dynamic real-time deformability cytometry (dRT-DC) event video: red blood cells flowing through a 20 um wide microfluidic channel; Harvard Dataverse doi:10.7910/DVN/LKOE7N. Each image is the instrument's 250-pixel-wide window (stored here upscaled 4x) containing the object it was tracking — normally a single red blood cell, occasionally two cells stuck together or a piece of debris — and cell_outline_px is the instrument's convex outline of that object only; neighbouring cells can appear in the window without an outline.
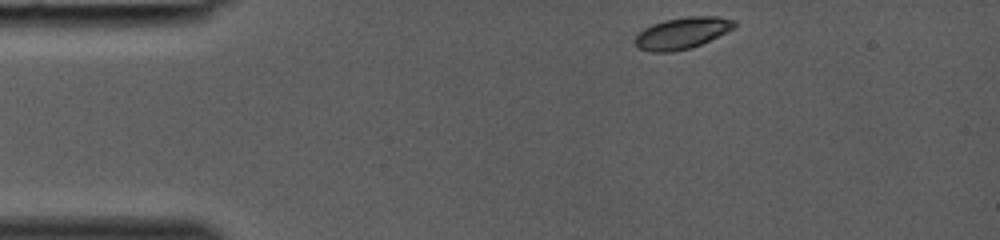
{"species": "common noctule bat (a hibernating species)", "species_latin": "Nyctalus noctula", "temperature_condition": "room temperature", "stored_images_in_passage": 32, "camera_frame_rate_fps": 3000, "um_per_image_px": 0.085, "animal": {"sex": "female", "body_mass_g": 19.0, "forearm_length_mm": 53.3}, "frame": {"image": 1, "passage_image": 1, "time_ms": 0.0, "image_size_px": [1000, 240], "cell_outline_px": [[736, 28], [700, 44], [688, 48], [672, 52], [652, 52], [636, 48], [636, 36], [644, 28], [652, 24], [664, 20], [688, 16], [720, 16], [736, 20]], "centroid_in_image_um": [58.01, 2.8], "position_along_channel_um": 27.0, "area_um2": 18.26}}
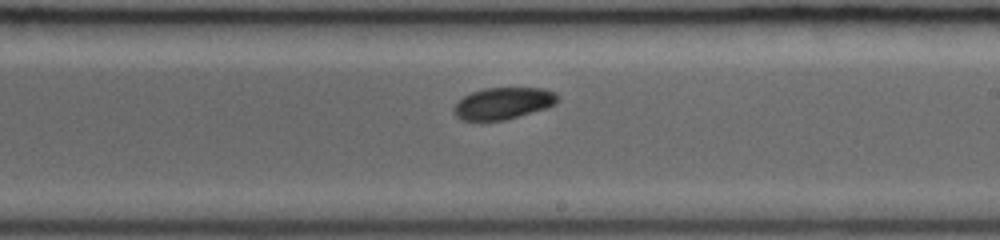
{"frame": {"image": 2, "passage_image": 18, "time_ms": 5.667, "image_size_px": [1000, 240], "cell_outline_px": [[556, 100], [552, 104], [544, 108], [504, 120], [460, 120], [456, 116], [452, 108], [464, 96], [472, 92], [484, 88], [544, 88], [556, 92]], "centroid_in_image_um": [42.71, 8.77], "position_along_channel_um": 246.3, "area_um2": 18.79}}
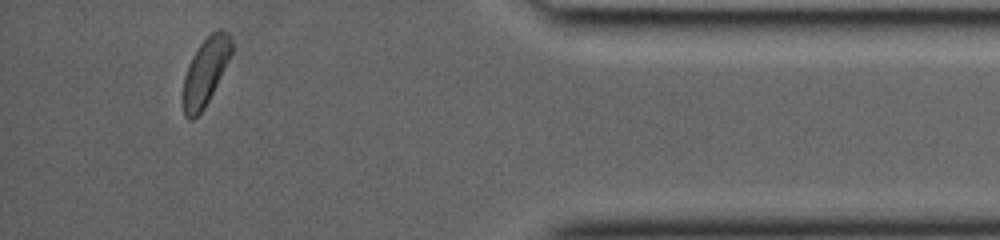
{"frame": {"image": 3, "passage_image": 30, "time_ms": 9.667, "image_size_px": [1000, 240], "cell_outline_px": [[232, 52], [204, 108], [192, 120], [188, 120], [184, 116], [184, 76], [200, 44], [212, 32], [220, 28], [228, 32], [232, 36]], "centroid_in_image_um": [17.49, 6.06], "position_along_channel_um": 417.7, "area_um2": 18.26}}